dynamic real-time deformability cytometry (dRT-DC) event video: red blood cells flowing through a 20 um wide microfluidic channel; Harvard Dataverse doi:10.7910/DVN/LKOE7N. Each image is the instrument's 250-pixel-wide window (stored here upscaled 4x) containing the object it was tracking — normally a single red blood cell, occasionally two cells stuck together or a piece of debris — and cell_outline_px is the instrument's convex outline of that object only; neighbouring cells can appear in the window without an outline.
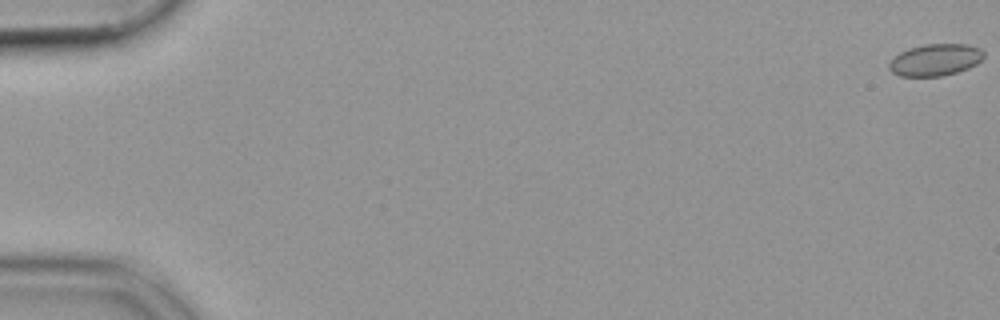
{"species": "common noctule bat (a hibernating species)", "species_latin": "Nyctalus noctula", "temperature_condition": "cold", "stored_images_in_passage": 12, "camera_frame_rate_fps": 3000, "um_per_image_px": 0.085, "animal": {"sex": "female", "body_mass_g": 19.9}, "frame": {"image": 1, "passage_image": 1, "time_ms": 0.0, "image_size_px": [1000, 320], "cell_outline_px": [[984, 56], [976, 64], [968, 68], [944, 76], [900, 76], [892, 72], [888, 68], [888, 64], [900, 52], [908, 48], [924, 44], [968, 44], [980, 48], [984, 52]], "centroid_in_image_um": [79.5, 5.08], "position_along_channel_um": 5.5, "area_um2": 17.57}}